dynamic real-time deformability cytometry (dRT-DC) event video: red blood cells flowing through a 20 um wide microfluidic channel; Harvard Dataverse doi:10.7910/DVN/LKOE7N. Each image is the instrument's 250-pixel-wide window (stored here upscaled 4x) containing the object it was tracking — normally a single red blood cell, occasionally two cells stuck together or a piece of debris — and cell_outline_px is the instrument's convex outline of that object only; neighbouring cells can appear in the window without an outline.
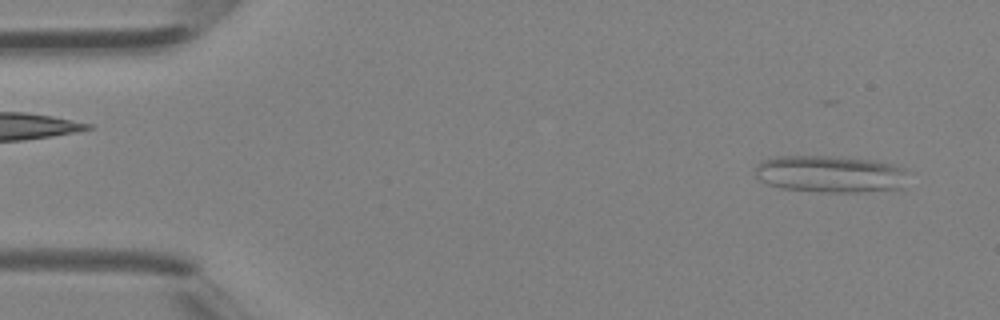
{"species": "Egyptian fruit bat (a non-hibernating species)", "species_latin": "Rousettus aegyptiacus", "temperature_condition": "room temperature", "stored_images_in_passage": 11, "camera_frame_rate_fps": 3000, "um_per_image_px": 0.085, "animal": {"sex": "female"}, "frame": {"image": 1, "passage_image": 2, "time_ms": 0.333, "image_size_px": [1000, 320], "cell_outline_px": [[904, 188], [860, 192], [816, 192], [780, 188], [768, 184], [760, 180], [756, 176], [756, 164], [760, 160], [776, 156], [840, 156], [872, 160], [892, 164], [904, 168]], "centroid_in_image_um": [70.52, 14.79], "position_along_channel_um": 14.5, "area_um2": 33.23}}